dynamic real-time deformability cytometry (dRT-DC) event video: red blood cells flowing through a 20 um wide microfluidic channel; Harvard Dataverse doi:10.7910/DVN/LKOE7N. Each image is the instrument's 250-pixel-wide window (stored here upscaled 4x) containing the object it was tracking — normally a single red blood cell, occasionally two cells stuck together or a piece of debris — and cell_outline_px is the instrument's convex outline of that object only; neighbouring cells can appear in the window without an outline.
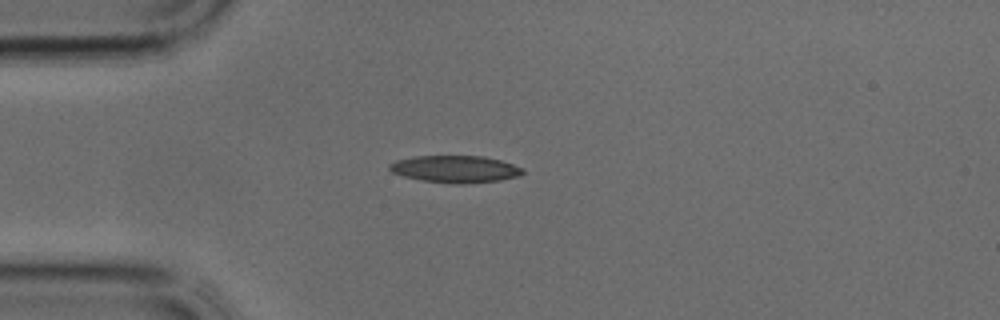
{"species": "common noctule bat (a hibernating species)", "species_latin": "Nyctalus noctula", "temperature_condition": "cold", "stored_images_in_passage": 29, "camera_frame_rate_fps": 3000, "um_per_image_px": 0.085, "animal": {"sex": "male", "body_mass_g": 17.9, "forearm_length_mm": 54.2}, "frame": {"image": 1, "passage_image": 1, "time_ms": 0.0, "image_size_px": [1000, 320], "cell_outline_px": [[524, 172], [520, 176], [500, 180], [464, 184], [460, 184], [420, 180], [404, 176], [392, 172], [388, 168], [388, 164], [396, 160], [416, 156], [484, 156], [500, 160], [524, 168]], "centroid_in_image_um": [38.71, 14.37], "position_along_channel_um": 46.3, "area_um2": 21.04}}
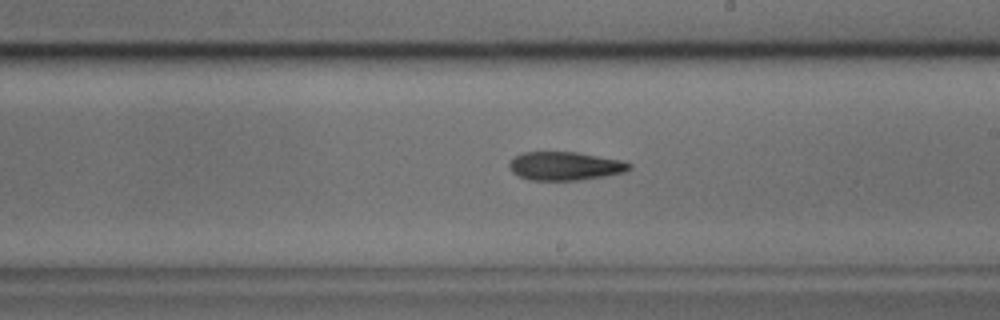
{"frame": {"image": 2, "passage_image": 13, "time_ms": 4.0, "image_size_px": [1000, 320], "cell_outline_px": [[632, 168], [624, 172], [604, 176], [580, 180], [528, 180], [512, 172], [508, 168], [508, 164], [516, 156], [524, 152], [576, 152], [624, 160], [632, 164]], "centroid_in_image_um": [48.05, 14.11], "position_along_channel_um": 240.9, "area_um2": 20.0}}
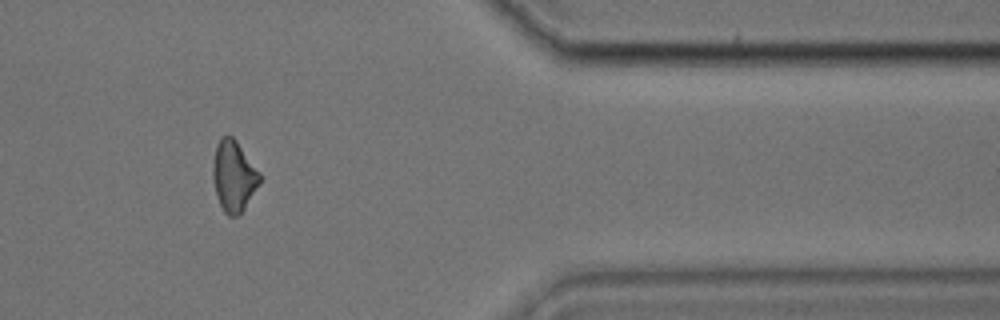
{"frame": {"image": 3, "passage_image": 23, "time_ms": 7.333, "image_size_px": [1000, 320], "cell_outline_px": [[260, 184], [244, 208], [236, 216], [228, 216], [224, 212], [216, 196], [212, 176], [212, 168], [216, 144], [220, 136], [232, 136], [236, 140], [260, 172]], "centroid_in_image_um": [19.85, 14.95], "position_along_channel_um": 391.6, "area_um2": 19.36}}